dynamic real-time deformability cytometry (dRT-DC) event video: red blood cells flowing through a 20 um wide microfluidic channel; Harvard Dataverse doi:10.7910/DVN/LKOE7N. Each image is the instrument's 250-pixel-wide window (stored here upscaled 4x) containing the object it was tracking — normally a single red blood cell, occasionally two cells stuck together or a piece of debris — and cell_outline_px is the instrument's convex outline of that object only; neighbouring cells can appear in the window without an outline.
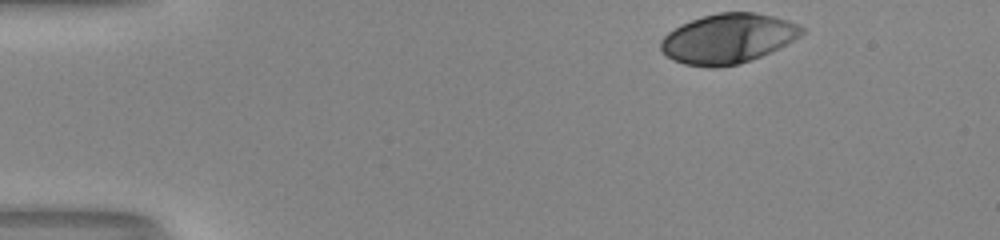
{"species": "human", "species_latin": "Homo sapiens", "temperature_condition": "room temperature", "stored_images_in_passage": 37, "camera_frame_rate_fps": 3000, "um_per_image_px": 0.085, "donor": {"sex": "male"}, "frame": {"image": 1, "passage_image": 1, "time_ms": 0.0, "image_size_px": [1000, 240], "cell_outline_px": [[804, 32], [800, 36], [760, 56], [736, 64], [716, 68], [712, 68], [684, 64], [672, 60], [660, 48], [660, 40], [668, 32], [692, 20], [704, 16], [720, 12], [756, 12], [776, 16], [788, 20], [804, 28]], "centroid_in_image_um": [61.86, 3.27], "position_along_channel_um": 23.1, "area_um2": 40.34}}
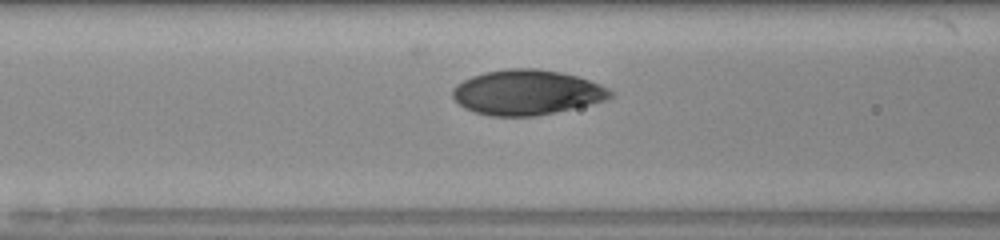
{"frame": {"image": 2, "passage_image": 16, "time_ms": 5.0, "image_size_px": [1000, 240], "cell_outline_px": [[616, 96], [608, 100], [592, 104], [556, 112], [536, 116], [488, 116], [464, 108], [452, 96], [452, 88], [456, 84], [472, 76], [484, 72], [508, 68], [536, 68], [560, 72], [576, 76], [600, 84], [608, 88]], "centroid_in_image_um": [44.8, 7.86], "position_along_channel_um": 121.8, "area_um2": 41.62}}
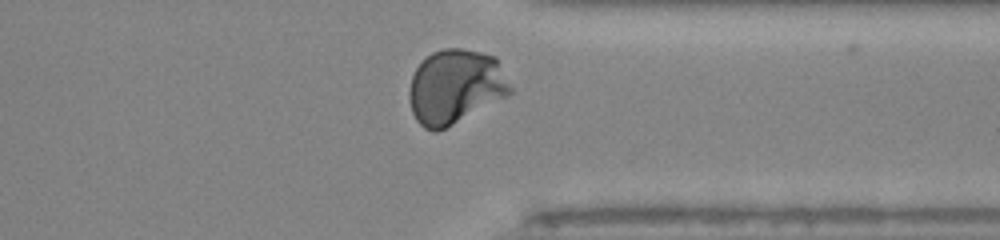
{"frame": {"image": 3, "passage_image": 35, "time_ms": 11.333, "image_size_px": [1000, 240], "cell_outline_px": [[512, 92], [508, 96], [436, 132], [432, 132], [424, 128], [416, 120], [412, 112], [408, 96], [408, 92], [412, 76], [416, 68], [432, 52], [444, 48], [464, 48], [496, 56], [512, 88]], "centroid_in_image_um": [38.7, 7.36], "position_along_channel_um": 372.7, "area_um2": 43.81}, "authors_computed_cell_mechanics": {"area_um2": 41.2692, "velocity_mm_per_s": 3.9845, "shape_relaxation_time_tau1_ms": 3.5529, "shape_relaxation_time_tau2_ms": null, "deformation_change_tau1": 0.1794, "deformation_change_tau2": null}}